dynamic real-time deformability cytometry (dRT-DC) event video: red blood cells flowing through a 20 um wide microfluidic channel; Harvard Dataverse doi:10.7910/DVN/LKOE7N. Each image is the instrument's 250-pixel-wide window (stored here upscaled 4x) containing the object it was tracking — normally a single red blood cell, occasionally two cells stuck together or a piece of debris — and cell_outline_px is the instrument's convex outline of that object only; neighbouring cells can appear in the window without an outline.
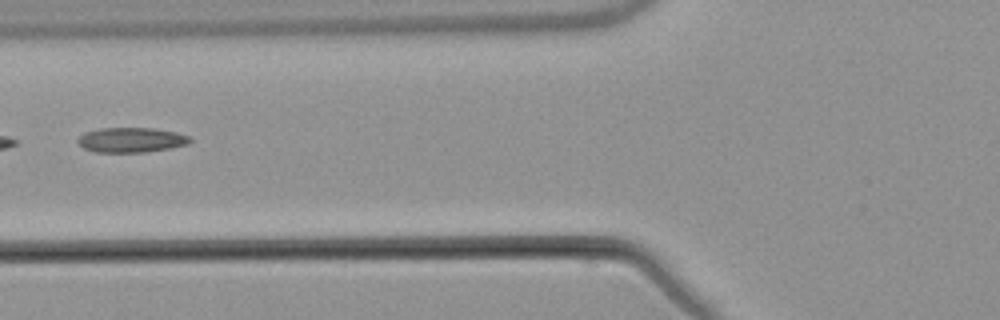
{"species": "common noctule bat (a hibernating species)", "species_latin": "Nyctalus noctula", "temperature_condition": "warm", "stored_images_in_passage": 6, "camera_frame_rate_fps": 3000, "um_per_image_px": 0.085, "animal": {"sex": "male", "body_mass_g": 21.5, "forearm_length_mm": 52.0}, "frame": {"image": 1, "passage_image": 6, "time_ms": 6.667, "image_size_px": [1000, 320], "cell_outline_px": [[192, 140], [188, 144], [172, 148], [148, 152], [96, 152], [84, 148], [76, 140], [84, 132], [100, 128], [156, 128], [176, 132], [188, 136]], "centroid_in_image_um": [11.17, 11.89], "position_along_channel_um": 114.6, "area_um2": 16.36}}